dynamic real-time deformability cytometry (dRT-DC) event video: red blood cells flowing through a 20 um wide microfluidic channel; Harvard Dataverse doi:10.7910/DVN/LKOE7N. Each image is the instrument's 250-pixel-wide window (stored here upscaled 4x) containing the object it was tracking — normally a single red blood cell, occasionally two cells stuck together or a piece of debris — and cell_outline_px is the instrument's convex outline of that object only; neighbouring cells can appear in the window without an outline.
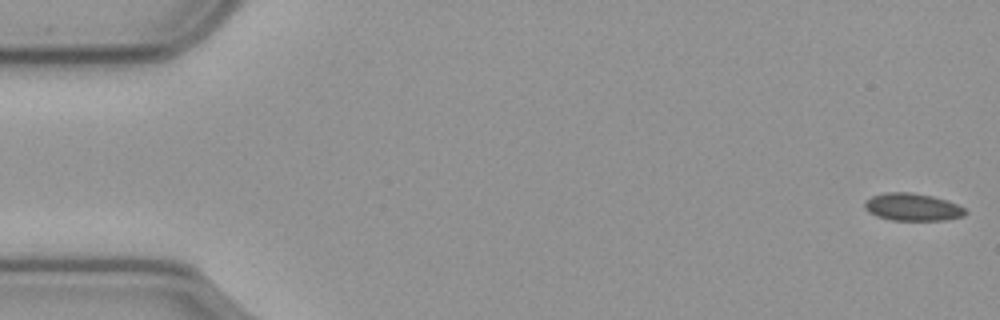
{"species": "common noctule bat (a hibernating species)", "species_latin": "Nyctalus noctula", "temperature_condition": "cold", "stored_images_in_passage": 53, "camera_frame_rate_fps": 3000, "um_per_image_px": 0.085, "animal": {"sex": "male", "body_mass_g": 23.1, "forearm_length_mm": 52.7}, "frame": {"image": 1, "passage_image": 1, "time_ms": 0.0, "image_size_px": [1000, 320], "cell_outline_px": [[968, 212], [964, 216], [944, 220], [892, 220], [876, 216], [868, 212], [864, 208], [864, 200], [872, 196], [888, 192], [912, 192], [932, 196], [948, 200], [964, 208]], "centroid_in_image_um": [77.55, 17.6], "position_along_channel_um": 7.5, "area_um2": 16.24}}
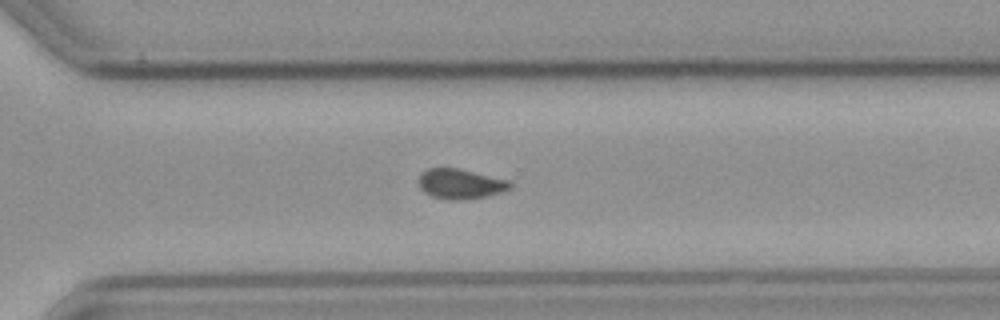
{"frame": {"image": 2, "passage_image": 40, "time_ms": 13.0, "image_size_px": [1000, 320], "cell_outline_px": [[512, 188], [488, 196], [460, 200], [448, 200], [432, 196], [424, 192], [420, 188], [420, 172], [428, 168], [456, 168], [508, 180], [512, 184]], "centroid_in_image_um": [39.12, 15.64], "position_along_channel_um": 331.5, "area_um2": 15.84}}
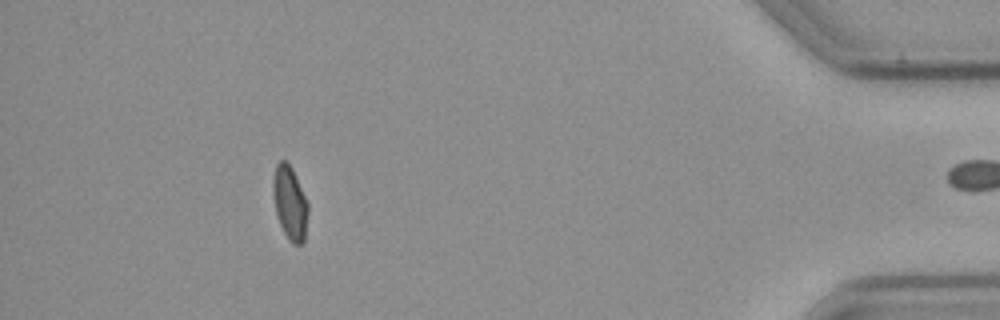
{"frame": {"image": 3, "passage_image": 52, "time_ms": 17.0, "image_size_px": [1000, 320], "cell_outline_px": [[308, 212], [304, 240], [300, 244], [292, 244], [288, 240], [280, 224], [276, 212], [272, 188], [272, 180], [276, 164], [280, 160], [284, 160], [292, 168], [308, 204]], "centroid_in_image_um": [24.63, 17.24], "position_along_channel_um": 410.6, "area_um2": 14.85}, "authors_computed_cell_mechanics": {"area_um2": 16.2418, "velocity_mm_per_s": 3.564, "shape_relaxation_time_tau1_ms": null, "shape_relaxation_time_tau2_ms": 5.0814, "deformation_change_tau1": null, "deformation_change_tau2": 0.0574}}